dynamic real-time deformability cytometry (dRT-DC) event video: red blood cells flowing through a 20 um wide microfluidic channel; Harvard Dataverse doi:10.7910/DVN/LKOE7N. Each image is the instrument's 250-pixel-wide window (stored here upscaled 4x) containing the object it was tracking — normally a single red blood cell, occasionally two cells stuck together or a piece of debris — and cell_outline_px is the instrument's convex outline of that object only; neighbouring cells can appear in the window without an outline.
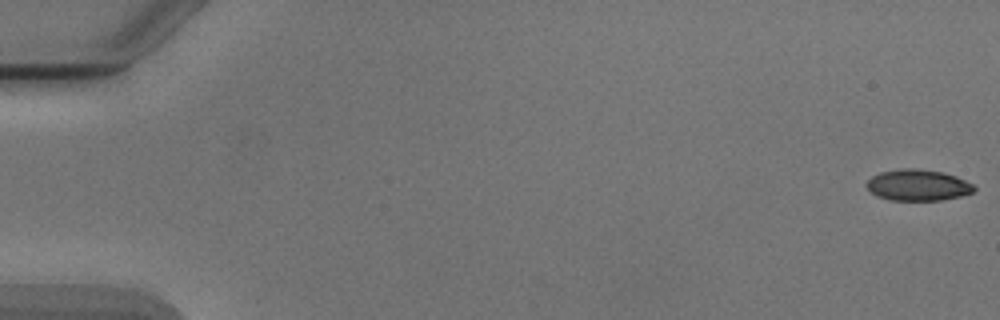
{"species": "Egyptian fruit bat (a non-hibernating species)", "species_latin": "Rousettus aegyptiacus", "temperature_condition": "cold", "stored_images_in_passage": 5, "camera_frame_rate_fps": 3000, "um_per_image_px": 0.085, "animal": {"sex": "male"}, "frame": {"image": 1, "passage_image": 1, "time_ms": 0.0, "image_size_px": [1000, 320], "cell_outline_px": [[976, 188], [972, 192], [960, 196], [940, 200], [892, 200], [876, 196], [864, 184], [872, 176], [880, 172], [900, 168], [912, 168], [944, 172], [956, 176], [972, 184]], "centroid_in_image_um": [77.99, 15.73], "position_along_channel_um": 7.0, "area_um2": 19.48}}
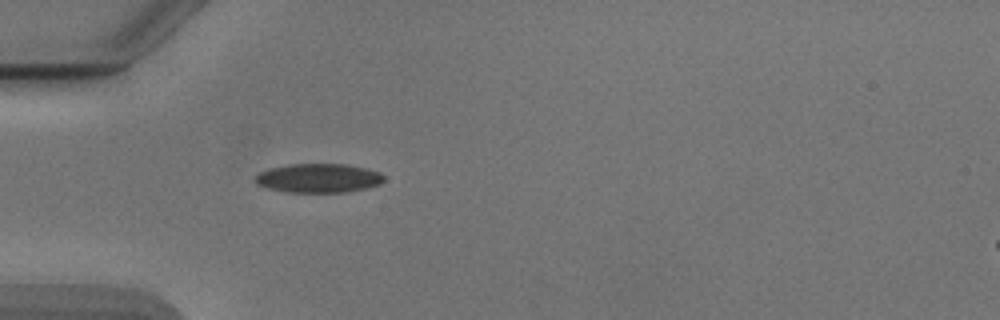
{"frame": {"image": 2, "passage_image": 5, "time_ms": 5.333, "image_size_px": [1000, 320], "cell_outline_px": [[384, 180], [380, 184], [348, 192], [288, 192], [268, 188], [256, 184], [256, 176], [260, 172], [268, 168], [288, 164], [348, 164], [380, 172], [384, 176]], "centroid_in_image_um": [27.07, 15.13], "position_along_channel_um": 57.9, "area_um2": 21.73}}